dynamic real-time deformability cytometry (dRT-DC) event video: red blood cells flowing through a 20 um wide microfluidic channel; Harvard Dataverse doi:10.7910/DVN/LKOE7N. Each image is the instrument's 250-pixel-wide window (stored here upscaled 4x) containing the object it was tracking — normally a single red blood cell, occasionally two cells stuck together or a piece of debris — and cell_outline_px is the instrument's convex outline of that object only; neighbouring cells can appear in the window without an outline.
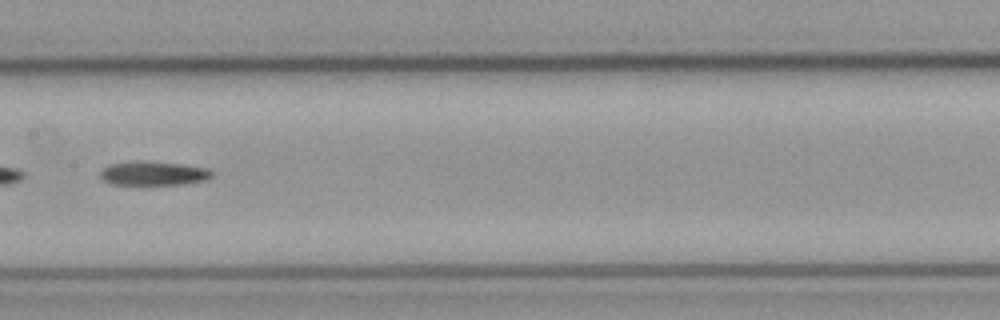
{"species": "common noctule bat (a hibernating species)", "species_latin": "Nyctalus noctula", "temperature_condition": "cold", "stored_images_in_passage": 56, "segment_of_instrument_passage": [2, 2], "camera_frame_rate_fps": 3000, "um_per_image_px": 0.085, "animal": {"sex": "male", "body_mass_g": 23.1, "forearm_length_mm": 52.7}, "frame": {"image": 1, "passage_image": 28, "time_ms": 9.0, "image_size_px": [1000, 320], "cell_outline_px": [[212, 176], [204, 180], [180, 184], [112, 184], [104, 180], [100, 176], [100, 172], [108, 164], [132, 160], [144, 160], [180, 164], [208, 168], [212, 172]], "centroid_in_image_um": [13.0, 14.71], "position_along_channel_um": 194.4, "area_um2": 15.61}}
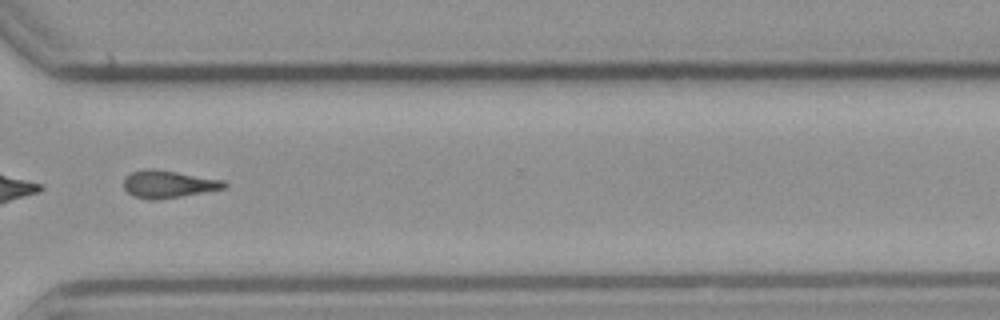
{"frame": {"image": 2, "passage_image": 41, "time_ms": 13.333, "image_size_px": [1000, 320], "cell_outline_px": [[228, 184], [224, 188], [180, 196], [132, 196], [124, 188], [124, 176], [132, 172], [144, 168], [156, 168], [224, 180]], "centroid_in_image_um": [14.31, 15.57], "position_along_channel_um": 356.3, "area_um2": 15.37}}